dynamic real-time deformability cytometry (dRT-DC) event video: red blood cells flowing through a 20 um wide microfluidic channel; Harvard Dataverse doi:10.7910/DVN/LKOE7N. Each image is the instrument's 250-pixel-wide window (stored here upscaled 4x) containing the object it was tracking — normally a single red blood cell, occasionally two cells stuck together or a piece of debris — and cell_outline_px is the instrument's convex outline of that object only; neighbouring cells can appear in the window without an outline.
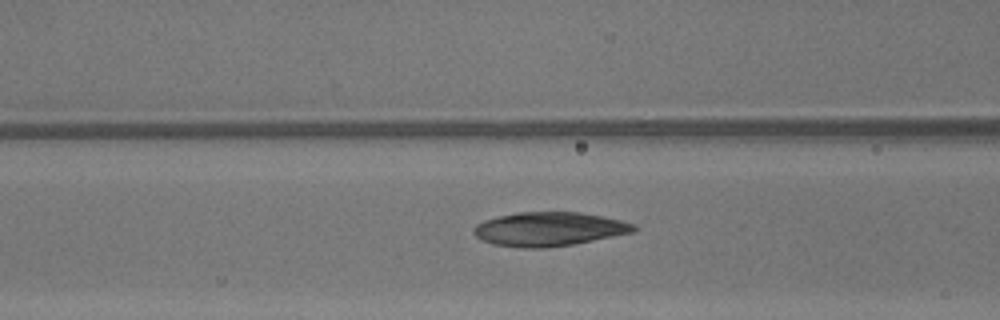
{"species": "common noctule bat (a hibernating species)", "species_latin": "Nyctalus noctula", "temperature_condition": "warm", "stored_images_in_passage": 48, "camera_frame_rate_fps": 3000, "um_per_image_px": 0.085, "animal": {"sex": "male", "body_mass_g": 13.3}, "frame": {"image": 1, "passage_image": 20, "time_ms": 6.333, "image_size_px": [1000, 320], "cell_outline_px": [[636, 232], [572, 244], [544, 248], [524, 248], [492, 244], [476, 236], [472, 232], [472, 228], [476, 224], [484, 220], [516, 212], [580, 212], [620, 220], [636, 224]], "centroid_in_image_um": [46.66, 19.47], "position_along_channel_um": 119.9, "area_um2": 31.62}}
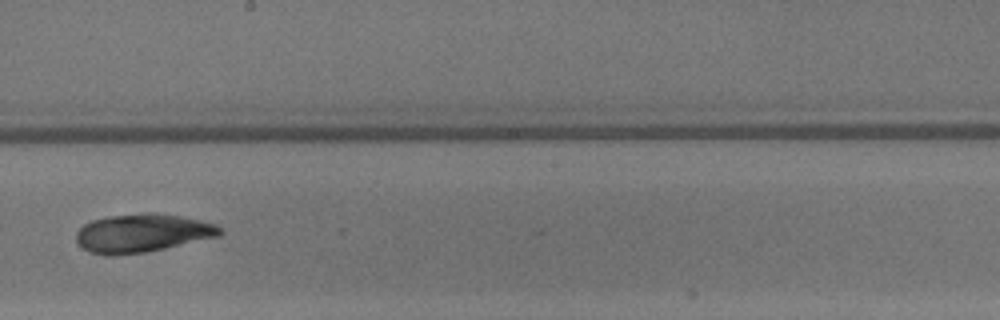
{"frame": {"image": 2, "passage_image": 28, "time_ms": 9.0, "image_size_px": [1000, 320], "cell_outline_px": [[224, 232], [220, 236], [164, 248], [144, 252], [112, 256], [104, 256], [88, 252], [76, 240], [76, 232], [84, 224], [92, 220], [108, 216], [148, 212], [156, 212], [200, 220], [216, 224]], "centroid_in_image_um": [12.08, 19.81], "position_along_channel_um": 236.1, "area_um2": 32.19}}
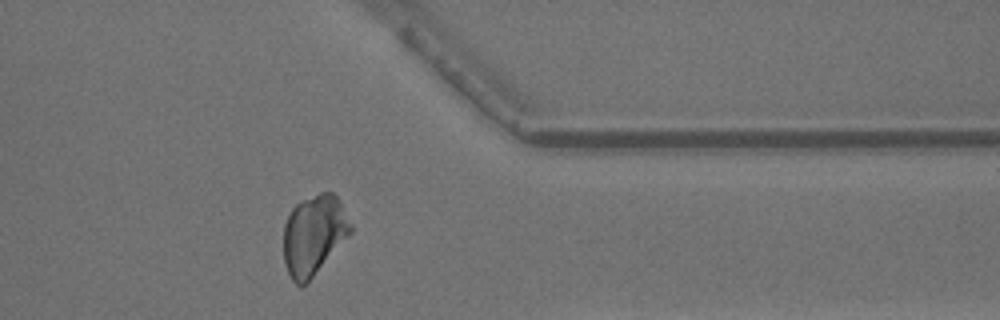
{"frame": {"image": 3, "passage_image": 39, "time_ms": 12.667, "image_size_px": [1000, 320], "cell_outline_px": [[352, 232], [312, 276], [300, 288], [292, 280], [284, 264], [284, 224], [292, 208], [300, 200], [320, 192], [332, 192], [340, 200], [352, 224]], "centroid_in_image_um": [26.67, 19.93], "position_along_channel_um": 384.7, "area_um2": 31.04}}